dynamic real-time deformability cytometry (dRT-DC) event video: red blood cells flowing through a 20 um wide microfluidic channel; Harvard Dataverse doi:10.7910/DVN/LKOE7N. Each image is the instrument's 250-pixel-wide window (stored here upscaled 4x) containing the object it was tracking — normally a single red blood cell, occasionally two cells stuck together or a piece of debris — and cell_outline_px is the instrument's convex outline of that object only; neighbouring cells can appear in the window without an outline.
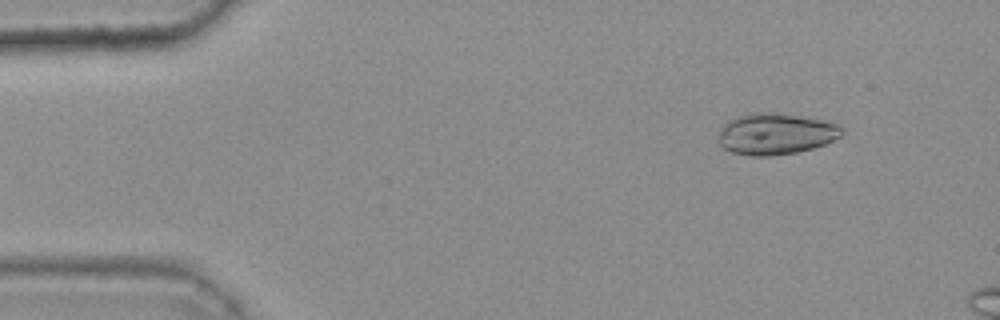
{"species": "common noctule bat (a hibernating species)", "species_latin": "Nyctalus noctula", "temperature_condition": "warm", "stored_images_in_passage": 9, "camera_frame_rate_fps": 3000, "um_per_image_px": 0.085, "animal": {"sex": "female", "body_mass_g": 25.1}, "frame": {"image": 1, "passage_image": 4, "time_ms": 1.0, "image_size_px": [1000, 320], "cell_outline_px": [[844, 132], [840, 136], [824, 144], [812, 148], [796, 152], [772, 156], [752, 156], [732, 152], [720, 148], [716, 144], [716, 136], [720, 128], [728, 120], [736, 116], [748, 112], [776, 112], [812, 116], [836, 124]], "centroid_in_image_um": [65.85, 11.36], "position_along_channel_um": 19.2, "area_um2": 30.58}}